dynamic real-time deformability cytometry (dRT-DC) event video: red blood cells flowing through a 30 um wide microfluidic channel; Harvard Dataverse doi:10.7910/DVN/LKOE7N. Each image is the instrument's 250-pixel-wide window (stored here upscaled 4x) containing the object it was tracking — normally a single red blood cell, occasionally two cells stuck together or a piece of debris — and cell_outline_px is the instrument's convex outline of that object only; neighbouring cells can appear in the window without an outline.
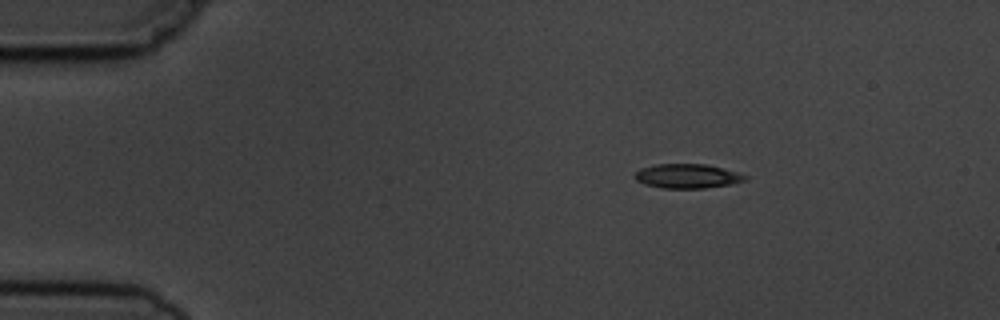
{"species": "common noctule bat (a hibernating species)", "species_latin": "Nyctalus noctula", "temperature_condition": "cold", "stored_images_in_passage": 4, "camera_frame_rate_fps": 3000, "um_per_image_px": 0.085, "animal": {"sex": "male", "body_mass_g": 19.5, "forearm_length_mm": 54.6}, "frame": {"image": 1, "passage_image": 1, "time_ms": 0.0, "image_size_px": [1000, 320], "cell_outline_px": [[748, 176], [744, 180], [732, 184], [704, 188], [664, 188], [644, 184], [636, 180], [632, 176], [640, 168], [656, 164], [704, 164], [736, 172]], "centroid_in_image_um": [58.36, 14.97], "position_along_channel_um": 26.6, "area_um2": 15.49}}
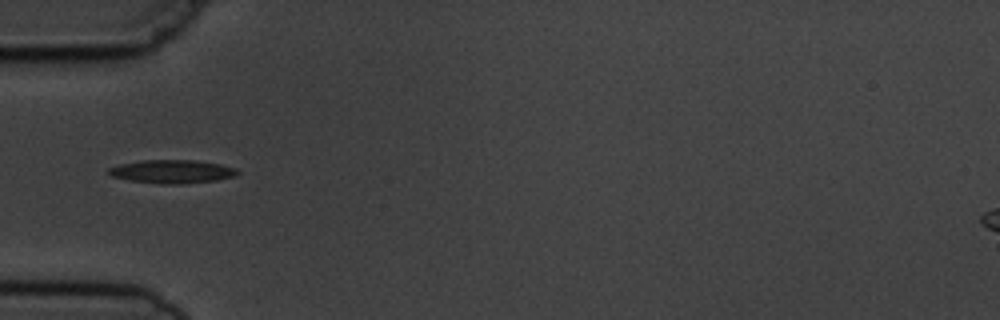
{"frame": {"image": 2, "passage_image": 3, "time_ms": 3.0, "image_size_px": [1000, 320], "cell_outline_px": [[240, 172], [236, 176], [216, 180], [184, 184], [164, 184], [128, 180], [112, 176], [108, 172], [108, 168], [120, 164], [144, 160], [196, 160], [220, 164], [236, 168]], "centroid_in_image_um": [14.66, 14.58], "position_along_channel_um": 70.3, "area_um2": 17.57}}
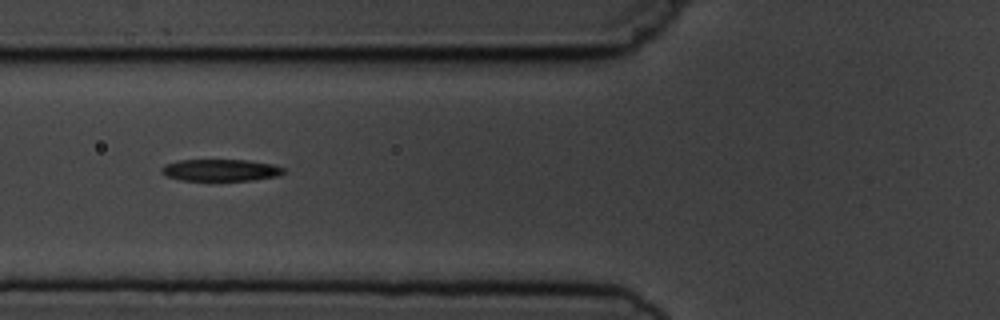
{"frame": {"image": 3, "passage_image": 4, "time_ms": 4.0, "image_size_px": [1000, 320], "cell_outline_px": [[284, 172], [276, 176], [252, 180], [180, 180], [168, 176], [160, 172], [160, 168], [164, 164], [180, 160], [248, 160], [272, 164], [284, 168]], "centroid_in_image_um": [18.71, 14.45], "position_along_channel_um": 107.1, "area_um2": 15.43}}